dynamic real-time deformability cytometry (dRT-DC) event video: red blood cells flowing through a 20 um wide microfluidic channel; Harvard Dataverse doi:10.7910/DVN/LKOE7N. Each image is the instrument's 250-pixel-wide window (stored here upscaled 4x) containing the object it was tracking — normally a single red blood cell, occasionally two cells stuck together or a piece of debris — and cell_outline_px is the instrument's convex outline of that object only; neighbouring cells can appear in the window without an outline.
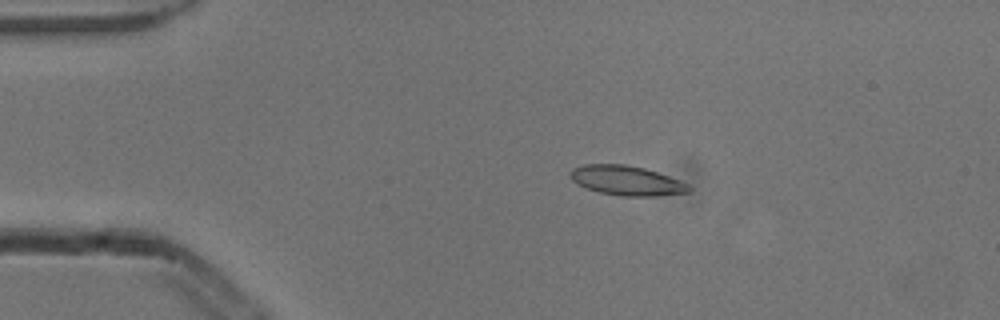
{"species": "common noctule bat (a hibernating species)", "species_latin": "Nyctalus noctula", "temperature_condition": "cold", "stored_images_in_passage": 4, "camera_frame_rate_fps": 3000, "um_per_image_px": 0.085, "animal": {"sex": "male", "body_mass_g": 13.3}, "frame": {"image": 1, "passage_image": 1, "time_ms": 0.0, "image_size_px": [1000, 320], "cell_outline_px": [[692, 188], [688, 192], [656, 196], [620, 196], [600, 192], [576, 184], [572, 180], [572, 168], [584, 164], [624, 164], [644, 168], [680, 180], [688, 184]], "centroid_in_image_um": [53.27, 15.35], "position_along_channel_um": 31.7, "area_um2": 20.29}}
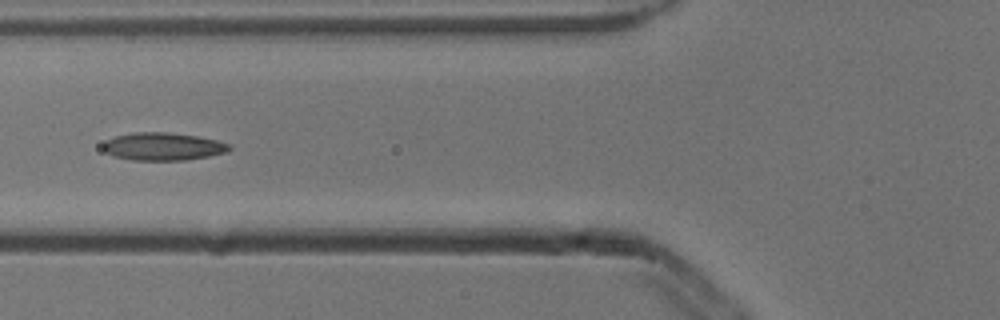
{"frame": {"image": 2, "passage_image": 3, "time_ms": 0.667, "image_size_px": [1000, 320], "cell_outline_px": [[232, 148], [228, 152], [208, 156], [184, 160], [132, 160], [112, 156], [104, 152], [104, 144], [108, 140], [116, 136], [132, 132], [164, 132], [196, 136], [216, 140], [228, 144]], "centroid_in_image_um": [13.84, 12.46], "position_along_channel_um": 112.0, "area_um2": 20.29}}
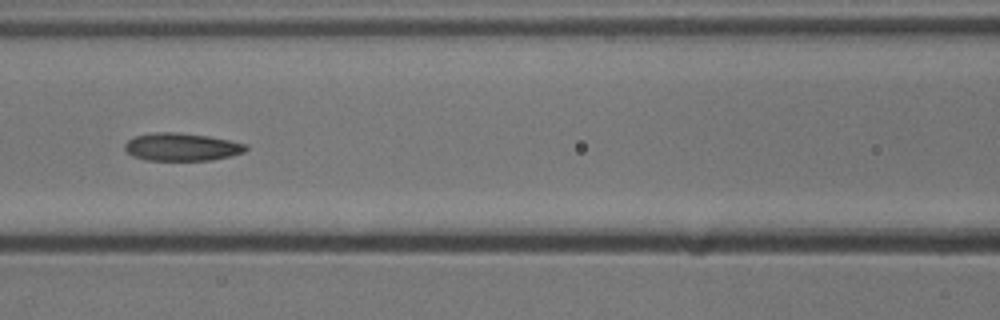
{"frame": {"image": 3, "passage_image": 4, "time_ms": 1.0, "image_size_px": [1000, 320], "cell_outline_px": [[248, 148], [244, 152], [212, 160], [144, 160], [132, 156], [124, 148], [124, 144], [128, 140], [136, 136], [156, 132], [176, 132], [208, 136], [228, 140], [244, 144]], "centroid_in_image_um": [15.4, 12.49], "position_along_channel_um": 151.2, "area_um2": 19.42}}